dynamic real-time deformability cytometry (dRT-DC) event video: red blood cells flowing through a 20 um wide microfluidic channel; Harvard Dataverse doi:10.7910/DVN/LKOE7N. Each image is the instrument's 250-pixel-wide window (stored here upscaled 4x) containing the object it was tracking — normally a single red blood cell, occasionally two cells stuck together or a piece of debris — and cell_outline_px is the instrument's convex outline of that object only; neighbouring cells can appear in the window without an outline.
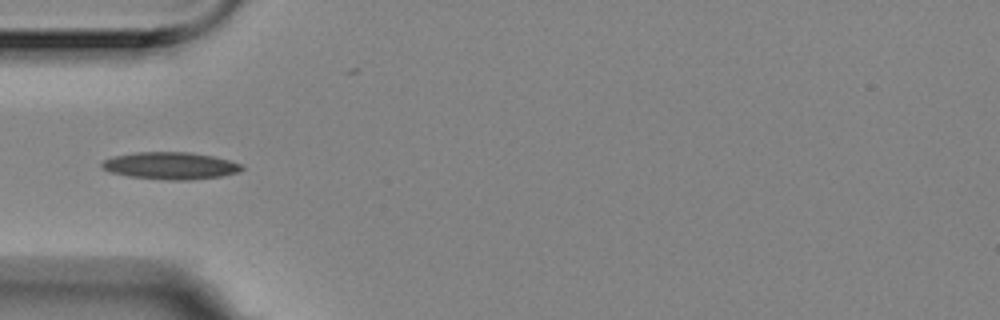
{"species": "Egyptian fruit bat (a non-hibernating species)", "species_latin": "Rousettus aegyptiacus", "temperature_condition": "room temperature", "stored_images_in_passage": 10, "camera_frame_rate_fps": 3000, "um_per_image_px": 0.085, "animal": {"sex": "female"}, "frame": {"image": 1, "passage_image": 5, "time_ms": 1.333, "image_size_px": [1000, 320], "cell_outline_px": [[244, 168], [240, 172], [220, 176], [192, 180], [164, 180], [128, 176], [112, 172], [100, 168], [100, 164], [104, 160], [112, 156], [136, 152], [192, 152], [212, 156], [228, 160], [240, 164]], "centroid_in_image_um": [14.46, 14.09], "position_along_channel_um": 70.5, "area_um2": 22.25}}
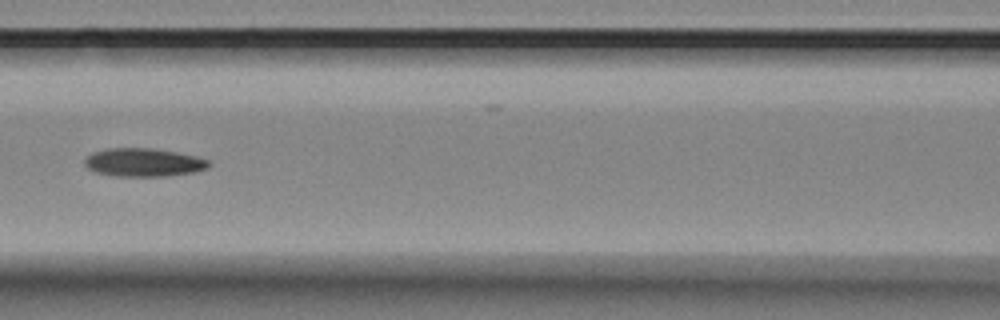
{"frame": {"image": 2, "passage_image": 7, "time_ms": 2.0, "image_size_px": [1000, 320], "cell_outline_px": [[212, 164], [208, 168], [192, 172], [168, 176], [116, 176], [96, 172], [88, 168], [84, 164], [84, 160], [92, 152], [108, 148], [152, 148], [176, 152], [196, 156], [208, 160]], "centroid_in_image_um": [12.21, 13.8], "position_along_channel_um": 154.4, "area_um2": 20.46}}
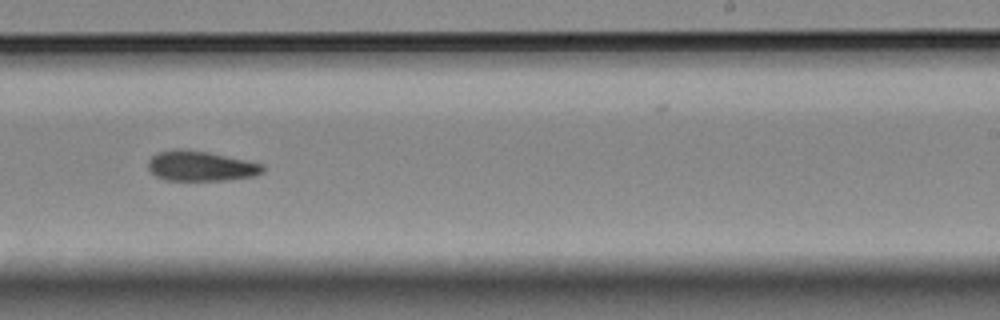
{"frame": {"image": 3, "passage_image": 10, "time_ms": 3.0, "image_size_px": [1000, 320], "cell_outline_px": [[264, 172], [252, 176], [228, 180], [164, 180], [156, 176], [148, 168], [148, 160], [156, 152], [176, 148], [184, 148], [208, 152], [264, 164]], "centroid_in_image_um": [17.03, 14.1], "position_along_channel_um": 272.0, "area_um2": 20.23}}